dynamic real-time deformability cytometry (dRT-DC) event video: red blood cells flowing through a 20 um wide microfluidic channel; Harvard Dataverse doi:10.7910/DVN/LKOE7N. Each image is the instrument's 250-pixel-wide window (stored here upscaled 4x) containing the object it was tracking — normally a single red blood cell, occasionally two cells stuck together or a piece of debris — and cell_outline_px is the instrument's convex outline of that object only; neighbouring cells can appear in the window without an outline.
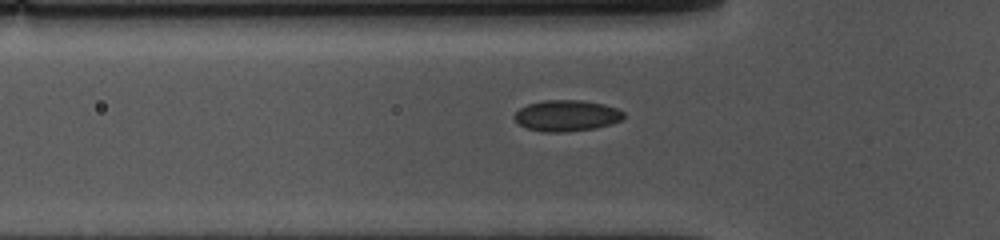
{"species": "common noctule bat (a hibernating species)", "species_latin": "Nyctalus noctula", "temperature_condition": "cold", "stored_images_in_passage": 40, "camera_frame_rate_fps": 3000, "um_per_image_px": 0.085, "animal": {"sex": "female", "body_mass_g": 10.0, "forearm_length_mm": 53.1}, "frame": {"image": 1, "passage_image": 2, "time_ms": 0.333, "image_size_px": [1000, 240], "cell_outline_px": [[624, 116], [620, 120], [612, 124], [596, 128], [568, 132], [544, 132], [528, 128], [520, 124], [512, 116], [520, 108], [528, 104], [544, 100], [580, 100], [604, 104], [616, 108], [624, 112]], "centroid_in_image_um": [48.17, 9.83], "position_along_channel_um": 77.6, "area_um2": 19.83}}
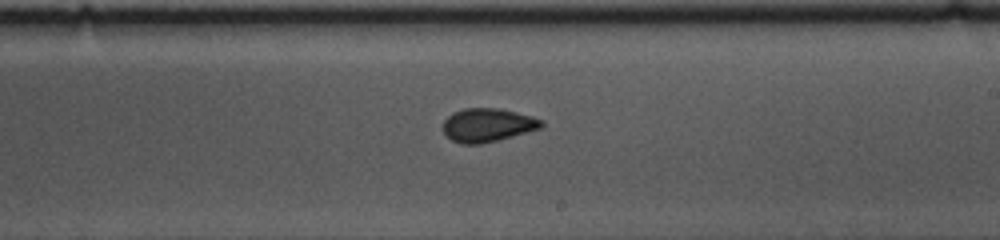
{"frame": {"image": 2, "passage_image": 16, "time_ms": 5.0, "image_size_px": [1000, 240], "cell_outline_px": [[544, 124], [540, 128], [512, 136], [480, 144], [460, 144], [452, 140], [440, 128], [444, 120], [452, 112], [464, 108], [500, 108], [532, 116], [544, 120]], "centroid_in_image_um": [41.41, 10.62], "position_along_channel_um": 247.6, "area_um2": 19.31}}
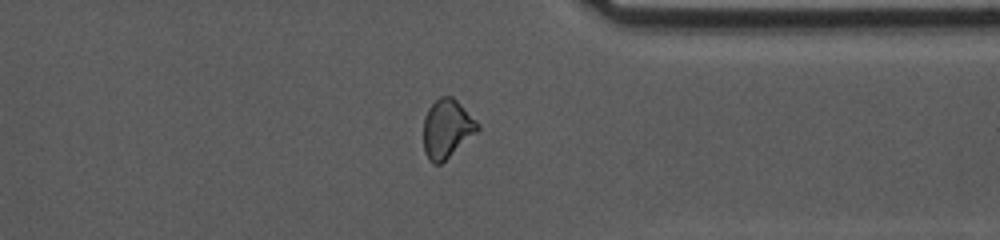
{"frame": {"image": 3, "passage_image": 27, "time_ms": 8.667, "image_size_px": [1000, 240], "cell_outline_px": [[480, 128], [476, 132], [440, 164], [432, 164], [428, 160], [424, 152], [424, 116], [428, 108], [440, 96], [452, 96], [480, 124]], "centroid_in_image_um": [37.96, 10.93], "position_along_channel_um": 373.4, "area_um2": 18.26}}